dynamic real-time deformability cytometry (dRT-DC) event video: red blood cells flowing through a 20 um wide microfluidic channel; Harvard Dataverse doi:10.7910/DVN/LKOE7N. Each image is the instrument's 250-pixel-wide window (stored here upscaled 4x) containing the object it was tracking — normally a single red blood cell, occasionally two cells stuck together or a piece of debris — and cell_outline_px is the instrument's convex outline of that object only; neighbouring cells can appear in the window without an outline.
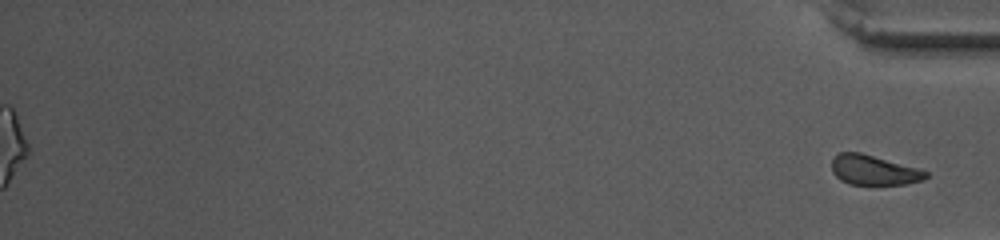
{"species": "common noctule bat (a hibernating species)", "species_latin": "Nyctalus noctula", "temperature_condition": "warm", "stored_images_in_passage": 46, "segment_of_instrument_passage": [2, 2], "camera_frame_rate_fps": 3000, "um_per_image_px": 0.085, "animal": {"sex": "female", "body_mass_g": 10.0, "forearm_length_mm": 53.1}, "frame": {"image": 1, "passage_image": 46, "time_ms": 15.0, "image_size_px": [1000, 240], "cell_outline_px": [[928, 176], [920, 180], [908, 184], [848, 184], [840, 180], [832, 172], [832, 160], [840, 152], [860, 152], [920, 168], [928, 172]], "centroid_in_image_um": [74.27, 14.45], "position_along_channel_um": 360.9, "area_um2": 16.36}}